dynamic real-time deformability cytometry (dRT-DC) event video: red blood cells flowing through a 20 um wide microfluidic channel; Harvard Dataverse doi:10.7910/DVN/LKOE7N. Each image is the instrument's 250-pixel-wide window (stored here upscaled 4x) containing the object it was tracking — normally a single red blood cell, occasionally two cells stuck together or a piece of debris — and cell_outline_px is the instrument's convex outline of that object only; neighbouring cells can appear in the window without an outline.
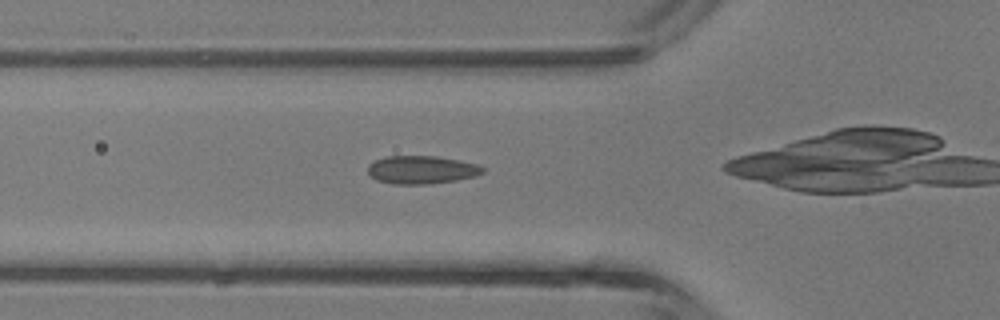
{"species": "common noctule bat (a hibernating species)", "species_latin": "Nyctalus noctula", "temperature_condition": "room temperature", "stored_images_in_passage": 7, "camera_frame_rate_fps": 3000, "um_per_image_px": 0.085, "animal": {"sex": "male", "body_mass_g": 13.3}, "frame": {"image": 1, "passage_image": 3, "time_ms": 0.667, "image_size_px": [1000, 320], "cell_outline_px": [[484, 172], [476, 176], [456, 180], [428, 184], [392, 184], [376, 180], [368, 172], [368, 164], [372, 160], [388, 156], [436, 156], [476, 164], [484, 168]], "centroid_in_image_um": [35.79, 14.43], "position_along_channel_um": 90.0, "area_um2": 18.79}}
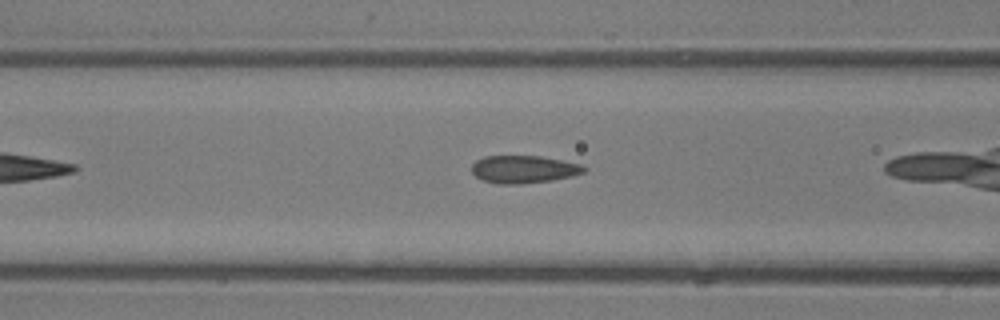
{"frame": {"image": 2, "passage_image": 5, "time_ms": 1.333, "image_size_px": [1000, 320], "cell_outline_px": [[588, 168], [584, 172], [572, 176], [552, 180], [520, 184], [496, 184], [484, 180], [476, 176], [472, 172], [472, 164], [476, 160], [484, 156], [540, 156], [580, 164]], "centroid_in_image_um": [44.5, 14.39], "position_along_channel_um": 122.1, "area_um2": 18.03}}